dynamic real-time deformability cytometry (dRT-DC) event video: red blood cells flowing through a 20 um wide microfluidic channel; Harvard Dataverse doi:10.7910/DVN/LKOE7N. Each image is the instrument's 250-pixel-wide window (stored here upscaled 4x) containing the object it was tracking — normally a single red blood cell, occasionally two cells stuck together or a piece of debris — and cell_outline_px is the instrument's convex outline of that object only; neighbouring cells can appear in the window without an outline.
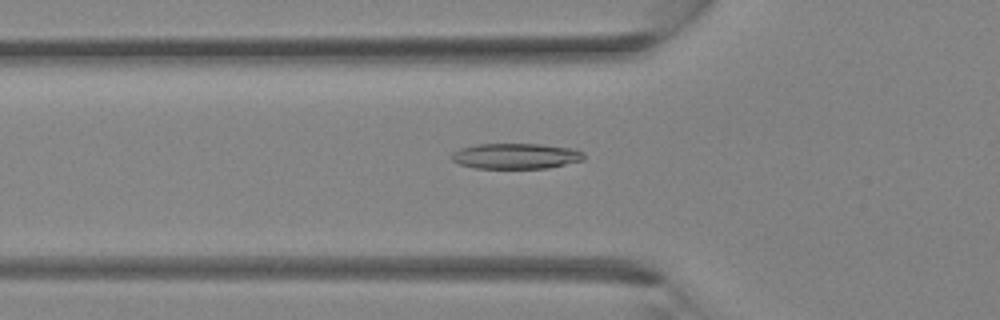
{"species": "Egyptian fruit bat (a non-hibernating species)", "species_latin": "Rousettus aegyptiacus", "temperature_condition": "room temperature", "stored_images_in_passage": 35, "camera_frame_rate_fps": 3000, "um_per_image_px": 0.085, "animal": {"sex": "female"}, "frame": {"image": 1, "passage_image": 12, "time_ms": 3.667, "image_size_px": [1000, 320], "cell_outline_px": [[584, 160], [548, 168], [476, 168], [460, 164], [452, 160], [452, 152], [460, 148], [476, 144], [540, 144], [576, 148], [584, 152]], "centroid_in_image_um": [43.88, 13.26], "position_along_channel_um": 81.9, "area_um2": 19.83}}
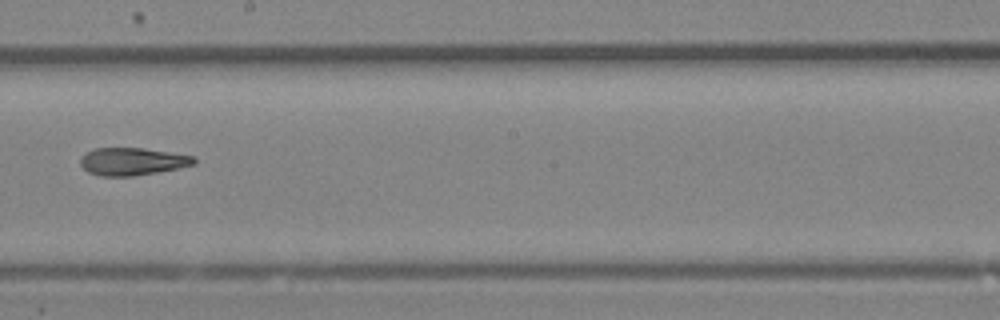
{"frame": {"image": 2, "passage_image": 20, "time_ms": 6.333, "image_size_px": [1000, 320], "cell_outline_px": [[196, 164], [180, 168], [132, 176], [100, 176], [88, 172], [80, 164], [80, 156], [96, 148], [144, 148], [196, 156]], "centroid_in_image_um": [11.28, 13.72], "position_along_channel_um": 236.9, "area_um2": 18.32}}
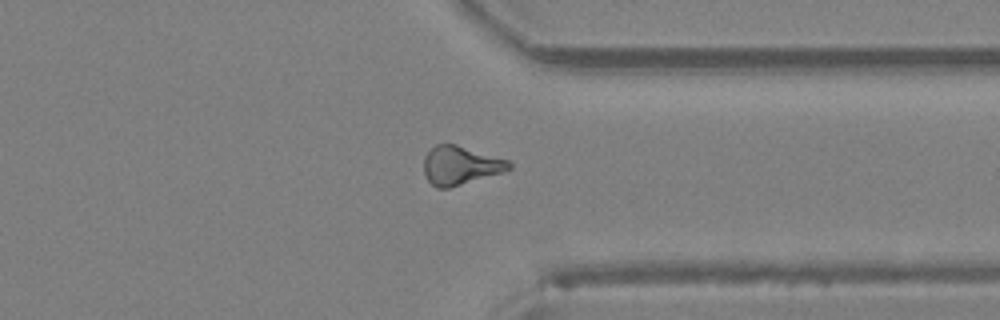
{"frame": {"image": 3, "passage_image": 27, "time_ms": 8.667, "image_size_px": [1000, 320], "cell_outline_px": [[512, 168], [504, 172], [448, 188], [436, 188], [428, 180], [424, 172], [424, 156], [436, 144], [456, 144], [508, 160], [512, 164]], "centroid_in_image_um": [39.14, 14.06], "position_along_channel_um": 372.3, "area_um2": 19.07}}